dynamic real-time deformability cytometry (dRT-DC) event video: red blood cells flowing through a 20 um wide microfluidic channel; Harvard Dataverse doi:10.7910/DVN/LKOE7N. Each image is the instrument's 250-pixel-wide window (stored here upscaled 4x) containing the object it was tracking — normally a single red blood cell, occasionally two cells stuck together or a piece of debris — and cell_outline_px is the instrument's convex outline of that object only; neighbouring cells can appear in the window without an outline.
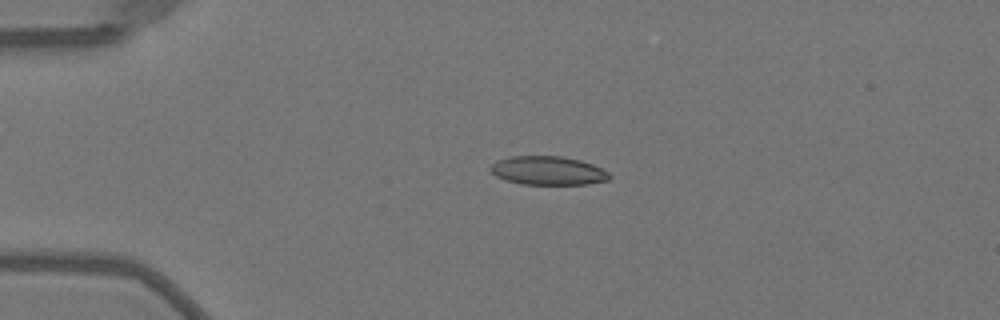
{"species": "Egyptian fruit bat (a non-hibernating species)", "species_latin": "Rousettus aegyptiacus", "temperature_condition": "warm", "stored_images_in_passage": 48, "camera_frame_rate_fps": 3000, "um_per_image_px": 0.085, "animal": {"sex": "female"}, "frame": {"image": 1, "passage_image": 11, "time_ms": 3.333, "image_size_px": [1000, 320], "cell_outline_px": [[612, 176], [608, 180], [588, 184], [520, 184], [496, 176], [488, 168], [496, 160], [512, 156], [560, 156], [580, 160], [592, 164], [608, 172]], "centroid_in_image_um": [46.57, 14.5], "position_along_channel_um": 38.4, "area_um2": 19.83}}
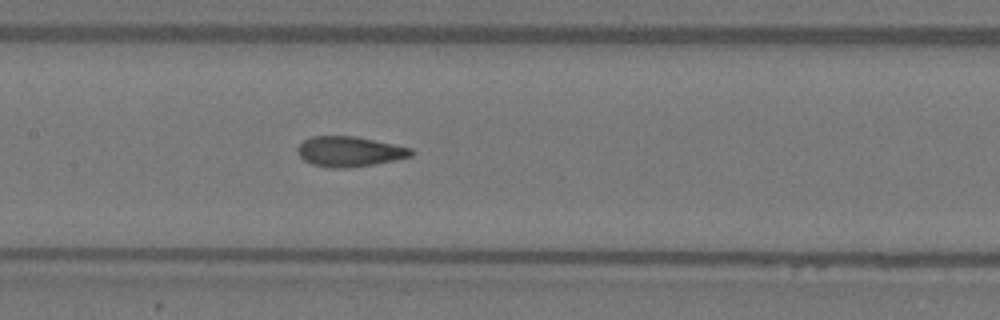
{"frame": {"image": 2, "passage_image": 24, "time_ms": 7.667, "image_size_px": [1000, 320], "cell_outline_px": [[416, 152], [412, 156], [396, 160], [348, 168], [332, 168], [312, 164], [304, 160], [296, 152], [296, 148], [304, 140], [312, 136], [356, 136], [412, 148]], "centroid_in_image_um": [29.72, 12.88], "position_along_channel_um": 177.7, "area_um2": 20.06}}
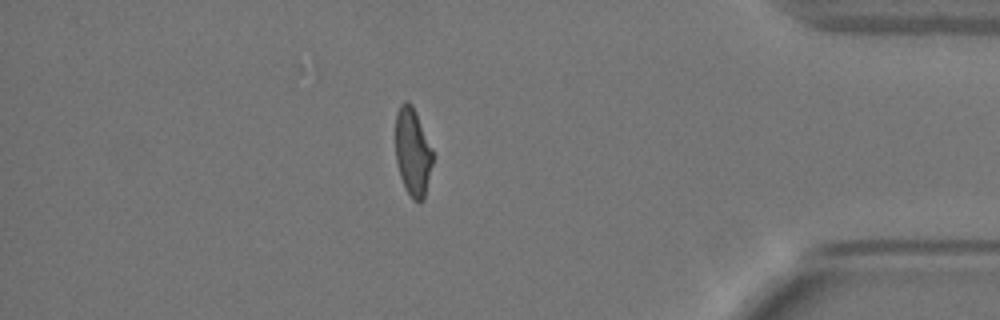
{"frame": {"image": 3, "passage_image": 43, "time_ms": 14.0, "image_size_px": [1000, 320], "cell_outline_px": [[432, 164], [424, 200], [412, 200], [404, 188], [400, 176], [396, 160], [396, 112], [400, 104], [404, 100], [408, 100], [412, 104], [416, 112], [432, 148]], "centroid_in_image_um": [35.07, 12.9], "position_along_channel_um": 400.1, "area_um2": 19.13}, "authors_computed_cell_mechanics": {"area_um2": 19.9699, "velocity_mm_per_s": 4.0536, "shape_relaxation_time_tau1_ms": 7.4121, "shape_relaxation_time_tau2_ms": 1.0859, "deformation_change_tau1": 0.2298, "deformation_change_tau2": 0.0696}}